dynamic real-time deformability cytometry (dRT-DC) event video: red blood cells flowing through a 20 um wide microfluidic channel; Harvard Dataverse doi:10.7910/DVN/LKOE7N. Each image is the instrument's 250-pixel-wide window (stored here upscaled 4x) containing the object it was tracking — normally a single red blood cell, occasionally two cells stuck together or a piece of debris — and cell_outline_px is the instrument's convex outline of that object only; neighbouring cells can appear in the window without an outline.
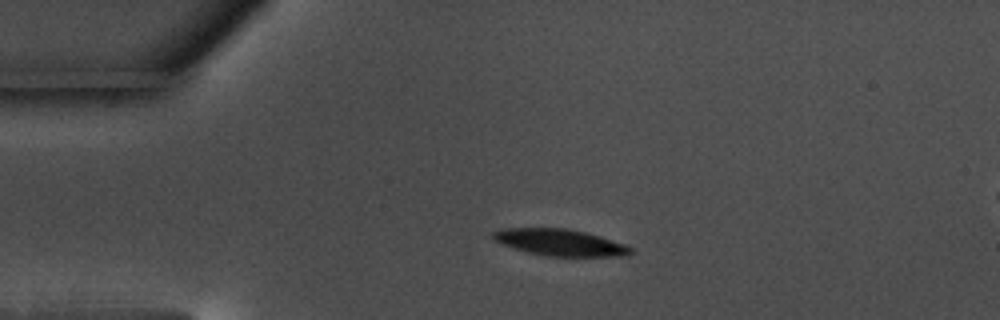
{"species": "common noctule bat (a hibernating species)", "species_latin": "Nyctalus noctula", "temperature_condition": "warm", "stored_images_in_passage": 46, "camera_frame_rate_fps": 3000, "um_per_image_px": 0.085, "animal": {"sex": "male", "body_mass_g": 17.5, "forearm_length_mm": 52.3}, "frame": {"image": 1, "passage_image": 1, "time_ms": 0.0, "image_size_px": [1000, 320], "cell_outline_px": [[632, 252], [628, 256], [544, 256], [512, 248], [496, 240], [492, 236], [492, 232], [500, 228], [564, 228], [584, 232], [600, 236], [624, 244], [632, 248]], "centroid_in_image_um": [47.59, 20.61], "position_along_channel_um": 37.4, "area_um2": 21.21}}
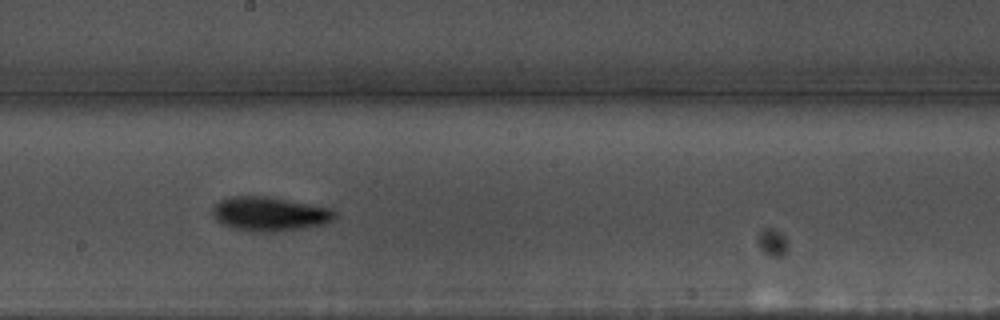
{"frame": {"image": 2, "passage_image": 20, "time_ms": 6.333, "image_size_px": [1000, 320], "cell_outline_px": [[336, 216], [332, 220], [324, 224], [308, 228], [276, 232], [252, 232], [232, 228], [220, 224], [212, 216], [212, 208], [220, 200], [232, 196], [264, 196], [332, 208], [336, 212]], "centroid_in_image_um": [22.9, 18.2], "position_along_channel_um": 225.3, "area_um2": 24.62}}
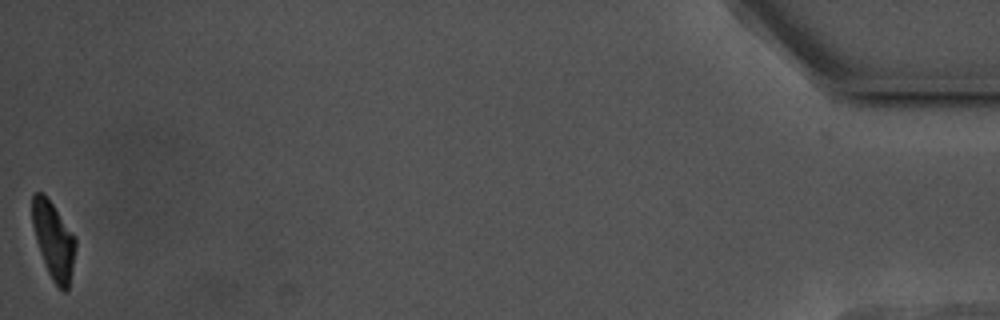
{"frame": {"image": 3, "passage_image": 46, "time_ms": 15.0, "image_size_px": [1000, 320], "cell_outline_px": [[76, 248], [72, 272], [68, 288], [64, 292], [52, 280], [48, 272], [40, 252], [36, 240], [32, 224], [32, 196], [36, 192], [44, 192], [76, 240]], "centroid_in_image_um": [4.54, 20.44], "position_along_channel_um": 430.7, "area_um2": 19.07}, "authors_computed_cell_mechanics": {"area_um2": 22.1663, "velocity_mm_per_s": 3.5126, "shape_relaxation_time_tau1_ms": 6.1509, "shape_relaxation_time_tau2_ms": 11.3471, "deformation_change_tau1": 0.1975, "deformation_change_tau2": 0.1555}}